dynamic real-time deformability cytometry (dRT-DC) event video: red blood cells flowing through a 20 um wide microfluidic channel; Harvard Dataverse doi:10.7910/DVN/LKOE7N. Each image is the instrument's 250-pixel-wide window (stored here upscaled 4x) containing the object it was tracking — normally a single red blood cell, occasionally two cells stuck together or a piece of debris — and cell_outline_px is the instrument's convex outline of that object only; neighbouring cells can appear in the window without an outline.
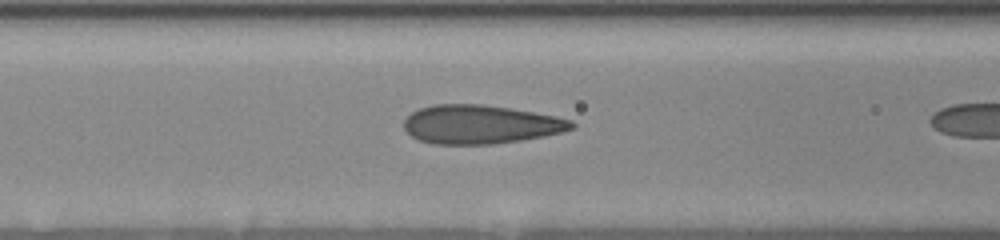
{"species": "human", "species_latin": "Homo sapiens", "temperature_condition": "room temperature", "stored_images_in_passage": 14, "camera_frame_rate_fps": 3000, "um_per_image_px": 0.085, "donor": {"sex": "female"}, "frame": {"image": 1, "passage_image": 12, "time_ms": 5.0, "image_size_px": [1000, 240], "cell_outline_px": [[576, 128], [544, 136], [520, 140], [492, 144], [432, 144], [420, 140], [412, 136], [404, 128], [404, 120], [412, 112], [420, 108], [432, 104], [480, 104], [508, 108], [556, 116], [572, 120], [576, 124]], "centroid_in_image_um": [40.84, 10.57], "position_along_channel_um": 125.8, "area_um2": 37.74}}